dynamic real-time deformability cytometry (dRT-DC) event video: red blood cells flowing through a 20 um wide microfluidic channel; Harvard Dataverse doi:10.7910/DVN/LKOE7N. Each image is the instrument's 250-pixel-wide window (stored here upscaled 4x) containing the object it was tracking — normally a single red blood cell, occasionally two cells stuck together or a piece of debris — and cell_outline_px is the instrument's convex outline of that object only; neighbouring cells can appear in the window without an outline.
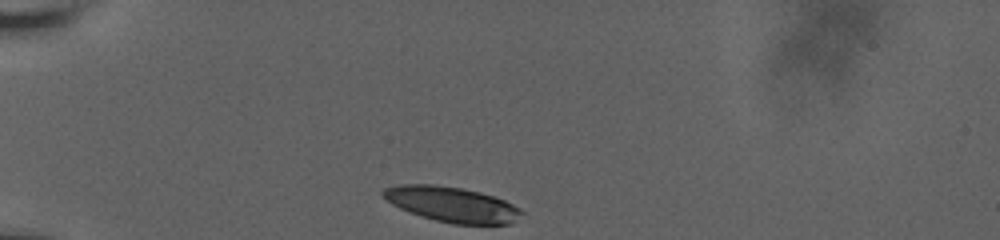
{"species": "human", "species_latin": "Homo sapiens", "temperature_condition": "room temperature", "stored_images_in_passage": 35, "camera_frame_rate_fps": 3000, "um_per_image_px": 0.085, "donor": {"sex": "male"}, "frame": {"image": 1, "passage_image": 1, "time_ms": 0.0, "image_size_px": [1000, 240], "cell_outline_px": [[524, 212], [512, 224], [452, 224], [420, 216], [400, 208], [392, 204], [380, 196], [380, 192], [384, 188], [400, 184], [432, 184], [460, 188], [480, 192], [504, 200], [520, 208]], "centroid_in_image_um": [38.38, 17.37], "position_along_channel_um": 46.6, "area_um2": 28.5}}
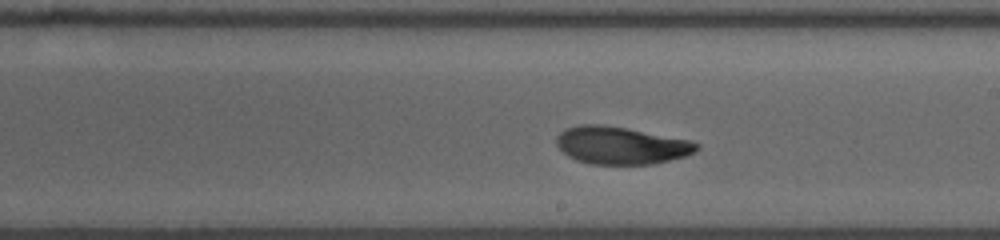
{"frame": {"image": 2, "passage_image": 20, "time_ms": 6.333, "image_size_px": [1000, 240], "cell_outline_px": [[700, 148], [696, 152], [688, 156], [652, 164], [592, 164], [576, 160], [568, 156], [556, 144], [556, 136], [560, 132], [568, 128], [580, 124], [604, 124], [688, 140], [700, 144]], "centroid_in_image_um": [52.8, 12.36], "position_along_channel_um": 236.2, "area_um2": 30.58}}
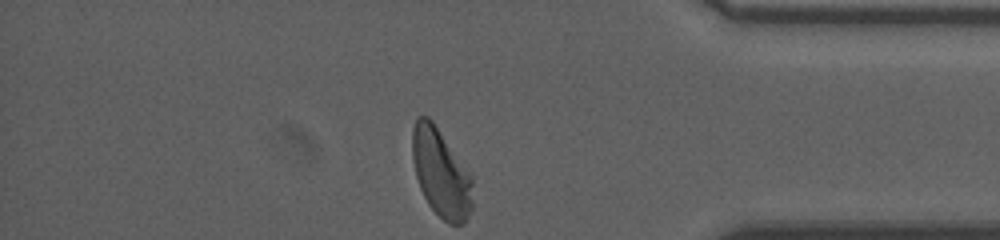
{"frame": {"image": 3, "passage_image": 35, "time_ms": 11.333, "image_size_px": [1000, 240], "cell_outline_px": [[472, 208], [464, 224], [448, 224], [428, 204], [420, 188], [416, 176], [412, 160], [412, 128], [416, 116], [428, 116], [432, 120], [472, 172]], "centroid_in_image_um": [37.49, 14.67], "position_along_channel_um": 397.7, "area_um2": 31.56}, "authors_computed_cell_mechanics": {"area_um2": 30.5184, "velocity_mm_per_s": 3.6286, "shape_relaxation_time_tau1_ms": 3.8806, "shape_relaxation_time_tau2_ms": 3.2319, "deformation_change_tau1": 0.1515, "deformation_change_tau2": 0.0628}}